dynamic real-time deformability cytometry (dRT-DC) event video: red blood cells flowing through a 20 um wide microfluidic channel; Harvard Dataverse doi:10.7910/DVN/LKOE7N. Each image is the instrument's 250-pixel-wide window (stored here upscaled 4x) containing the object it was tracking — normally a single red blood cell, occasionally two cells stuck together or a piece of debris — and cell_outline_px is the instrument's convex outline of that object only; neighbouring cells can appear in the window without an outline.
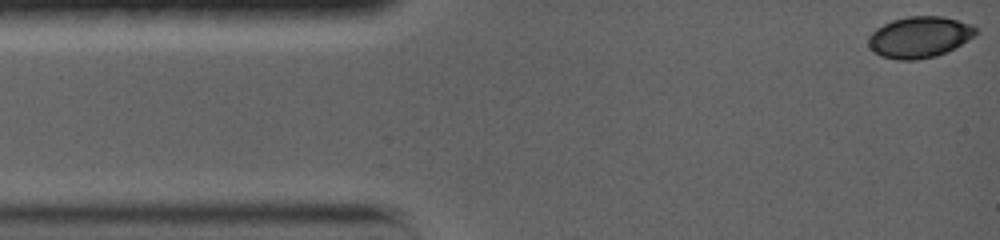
{"species": "common noctule bat (a hibernating species)", "species_latin": "Nyctalus noctula", "temperature_condition": "warm", "stored_images_in_passage": 40, "camera_frame_rate_fps": 5000, "um_per_image_px": 0.085, "animal": {"sex": "female", "body_mass_g": 19.0, "forearm_length_mm": 56.7}, "frame": {"image": 1, "passage_image": 1, "time_ms": 0.0, "image_size_px": [1000, 240], "cell_outline_px": [[980, 32], [976, 36], [956, 48], [936, 56], [916, 60], [900, 60], [880, 56], [872, 52], [868, 44], [868, 36], [876, 28], [892, 20], [908, 16], [944, 16], [972, 24]], "centroid_in_image_um": [78.18, 3.15], "position_along_channel_um": 6.8, "area_um2": 26.24}}
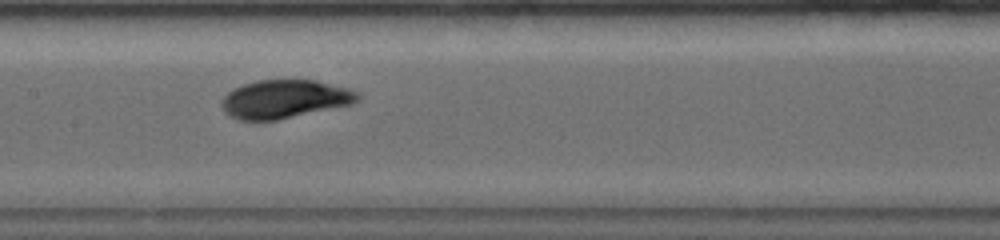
{"frame": {"image": 2, "passage_image": 15, "time_ms": 7.0, "image_size_px": [1000, 240], "cell_outline_px": [[360, 100], [352, 104], [276, 120], [240, 120], [224, 112], [220, 100], [232, 88], [256, 80], [316, 80], [348, 88], [356, 92], [360, 96]], "centroid_in_image_um": [24.18, 8.41], "position_along_channel_um": 183.2, "area_um2": 30.35}}
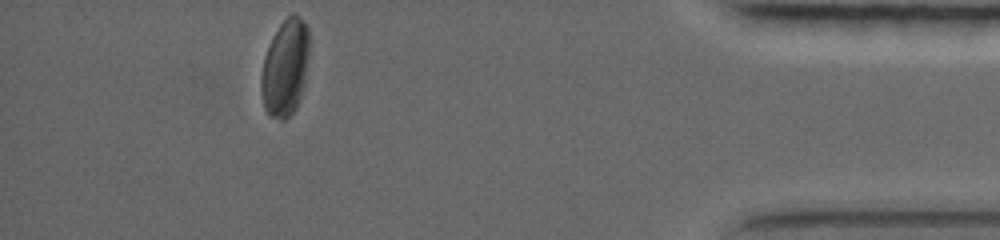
{"frame": {"image": 3, "passage_image": 40, "time_ms": 14.8, "image_size_px": [1000, 240], "cell_outline_px": [[308, 56], [304, 84], [300, 100], [296, 108], [284, 120], [280, 120], [272, 116], [264, 108], [260, 88], [260, 76], [264, 56], [272, 36], [280, 24], [292, 12], [296, 12], [308, 28]], "centroid_in_image_um": [24.22, 5.75], "position_along_channel_um": 411.0, "area_um2": 27.22}, "authors_computed_cell_mechanics": {"area_um2": 29.478, "velocity_mm_per_s": 3.6262, "shape_relaxation_time_tau1_ms": 2.3612, "shape_relaxation_time_tau2_ms": 2.9831, "deformation_change_tau1": 0.0813, "deformation_change_tau2": 0.0573}}